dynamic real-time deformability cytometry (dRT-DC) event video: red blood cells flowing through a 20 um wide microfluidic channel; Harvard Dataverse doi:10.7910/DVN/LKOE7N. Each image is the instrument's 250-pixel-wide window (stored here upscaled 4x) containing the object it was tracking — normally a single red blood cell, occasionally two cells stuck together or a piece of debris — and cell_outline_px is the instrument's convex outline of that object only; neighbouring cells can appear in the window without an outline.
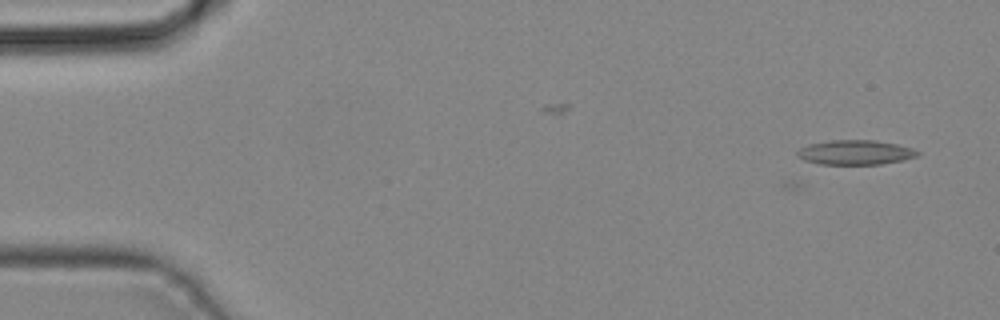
{"species": "common noctule bat (a hibernating species)", "species_latin": "Nyctalus noctula", "temperature_condition": "cold", "stored_images_in_passage": 4, "camera_frame_rate_fps": 3000, "um_per_image_px": 0.085, "animal": {"sex": "male", "body_mass_g": 19.2, "forearm_length_mm": 51.8}, "frame": {"image": 1, "passage_image": 4, "time_ms": 1.0, "image_size_px": [1000, 320], "cell_outline_px": [[920, 152], [916, 156], [904, 160], [880, 164], [820, 164], [804, 160], [796, 156], [796, 152], [800, 148], [808, 144], [832, 140], [876, 140], [896, 144], [912, 148]], "centroid_in_image_um": [72.68, 12.95], "position_along_channel_um": 12.3, "area_um2": 17.22}}